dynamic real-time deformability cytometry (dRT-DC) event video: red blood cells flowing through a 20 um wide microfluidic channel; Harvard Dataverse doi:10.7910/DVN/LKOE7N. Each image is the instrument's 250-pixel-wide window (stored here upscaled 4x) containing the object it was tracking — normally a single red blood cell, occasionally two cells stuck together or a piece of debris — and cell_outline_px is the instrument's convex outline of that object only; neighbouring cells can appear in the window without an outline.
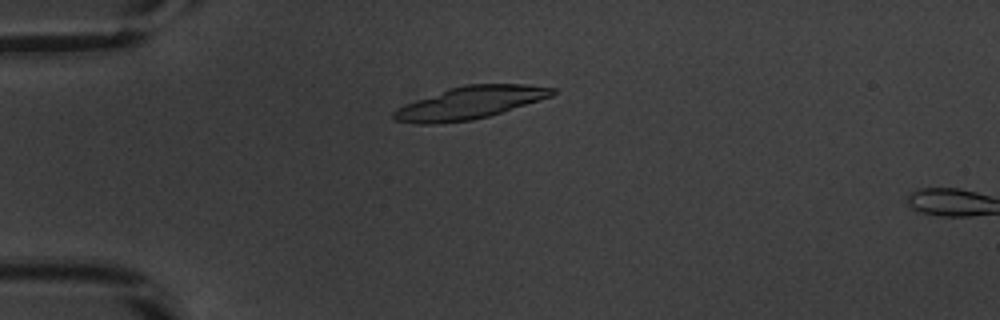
{"species": "common noctule bat (a hibernating species)", "species_latin": "Nyctalus noctula", "temperature_condition": "warm", "stored_images_in_passage": 17, "camera_frame_rate_fps": 3000, "um_per_image_px": 0.085, "animal": {"sex": "male", "body_mass_g": 20.1, "forearm_length_mm": 53.5}, "frame": {"image": 1, "passage_image": 15, "time_ms": 4.667, "image_size_px": [1000, 320], "cell_outline_px": [[556, 92], [552, 96], [488, 116], [472, 120], [436, 124], [416, 124], [392, 120], [392, 112], [396, 108], [416, 100], [448, 88], [464, 84], [524, 84], [556, 88]], "centroid_in_image_um": [39.9, 8.74], "position_along_channel_um": 45.1, "area_um2": 30.0}}